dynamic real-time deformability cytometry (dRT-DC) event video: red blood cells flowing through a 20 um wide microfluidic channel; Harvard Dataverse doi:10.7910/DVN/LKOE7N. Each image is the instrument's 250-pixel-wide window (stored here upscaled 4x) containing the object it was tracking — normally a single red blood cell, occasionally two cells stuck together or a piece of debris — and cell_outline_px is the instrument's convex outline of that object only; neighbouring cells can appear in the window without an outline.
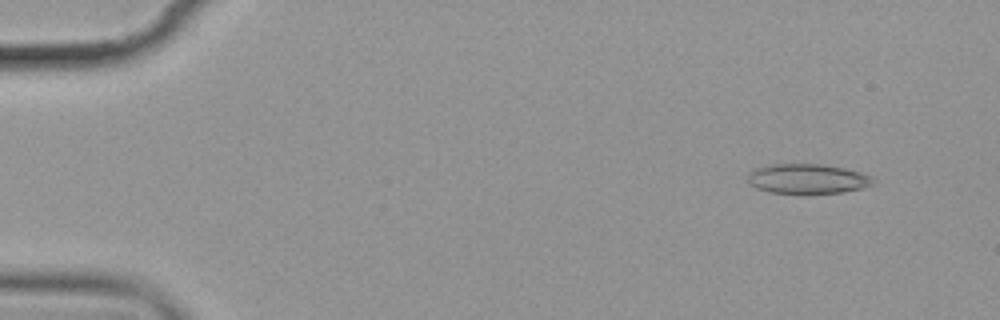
{"species": "common noctule bat (a hibernating species)", "species_latin": "Nyctalus noctula", "temperature_condition": "cold", "stored_images_in_passage": 6, "camera_frame_rate_fps": 3000, "um_per_image_px": 0.085, "animal": {"sex": "female", "body_mass_g": 19.9}, "frame": {"image": 1, "passage_image": 1, "time_ms": 0.0, "image_size_px": [1000, 320], "cell_outline_px": [[876, 180], [872, 184], [860, 188], [844, 192], [772, 192], [756, 188], [748, 180], [748, 172], [756, 168], [768, 164], [824, 164], [844, 168], [860, 172], [872, 176]], "centroid_in_image_um": [68.64, 15.17], "position_along_channel_um": 16.4, "area_um2": 21.39}}
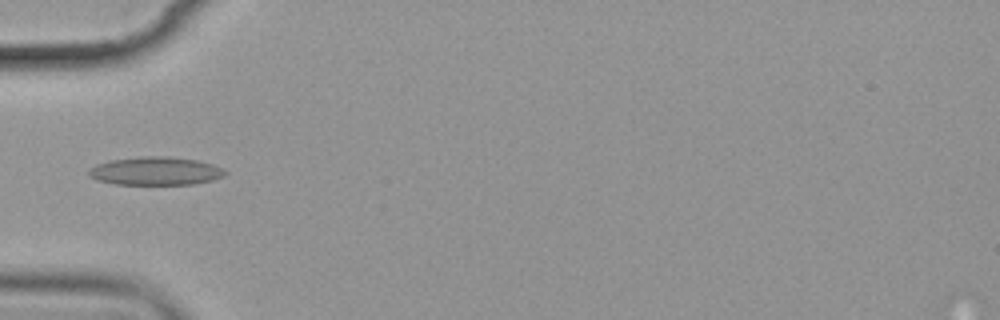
{"frame": {"image": 2, "passage_image": 5, "time_ms": 4.667, "image_size_px": [1000, 320], "cell_outline_px": [[228, 172], [224, 176], [212, 180], [192, 184], [116, 184], [96, 180], [88, 176], [88, 172], [96, 164], [112, 160], [140, 156], [168, 156], [196, 160], [212, 164]], "centroid_in_image_um": [13.21, 14.53], "position_along_channel_um": 71.8, "area_um2": 22.31}}
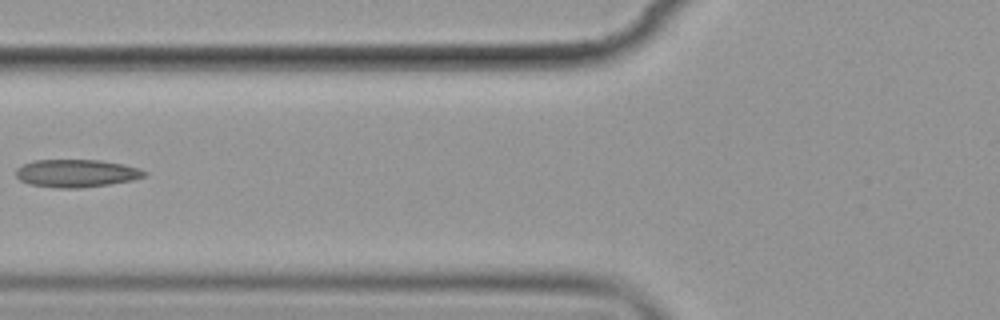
{"frame": {"image": 3, "passage_image": 6, "time_ms": 6.0, "image_size_px": [1000, 320], "cell_outline_px": [[148, 172], [144, 176], [132, 180], [108, 184], [80, 188], [60, 188], [28, 184], [20, 180], [16, 176], [16, 168], [32, 160], [100, 160], [124, 164], [140, 168]], "centroid_in_image_um": [6.49, 14.72], "position_along_channel_um": 119.3, "area_um2": 20.81}}